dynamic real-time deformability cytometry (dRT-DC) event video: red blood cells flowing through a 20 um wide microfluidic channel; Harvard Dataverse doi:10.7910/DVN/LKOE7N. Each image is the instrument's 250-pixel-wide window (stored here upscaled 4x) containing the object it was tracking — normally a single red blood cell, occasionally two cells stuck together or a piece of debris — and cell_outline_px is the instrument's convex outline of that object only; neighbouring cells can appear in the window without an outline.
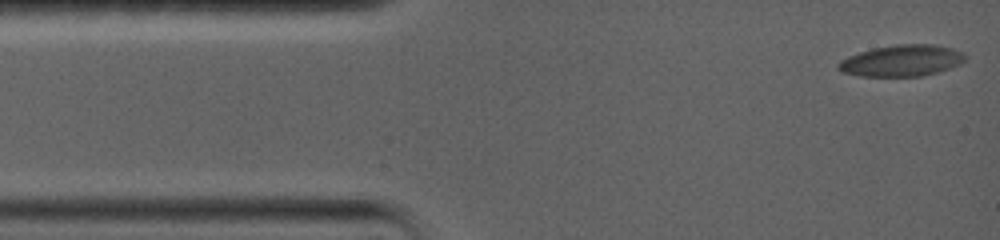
{"species": "common noctule bat (a hibernating species)", "species_latin": "Nyctalus noctula", "temperature_condition": "warm", "stored_images_in_passage": 41, "camera_frame_rate_fps": 5000, "um_per_image_px": 0.085, "animal": {"sex": "female", "body_mass_g": 19.0, "forearm_length_mm": 56.7}, "frame": {"image": 1, "passage_image": 1, "time_ms": 0.0, "image_size_px": [1000, 240], "cell_outline_px": [[964, 60], [960, 64], [936, 72], [920, 76], [860, 76], [840, 72], [836, 68], [836, 64], [840, 60], [848, 56], [872, 48], [896, 44], [932, 44], [952, 48], [964, 52]], "centroid_in_image_um": [76.59, 5.15], "position_along_channel_um": 8.4, "area_um2": 23.24}}
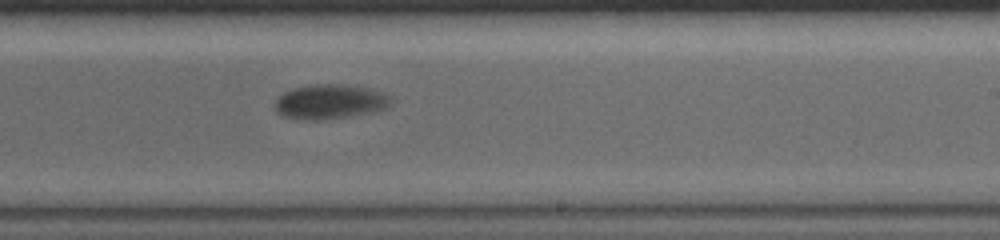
{"frame": {"image": 2, "passage_image": 24, "time_ms": 9.2, "image_size_px": [1000, 240], "cell_outline_px": [[392, 104], [388, 108], [372, 112], [316, 120], [308, 120], [280, 116], [276, 112], [276, 100], [284, 92], [292, 88], [316, 84], [340, 84], [364, 88], [384, 92], [392, 96]], "centroid_in_image_um": [28.06, 8.64], "position_along_channel_um": 260.9, "area_um2": 23.24}}
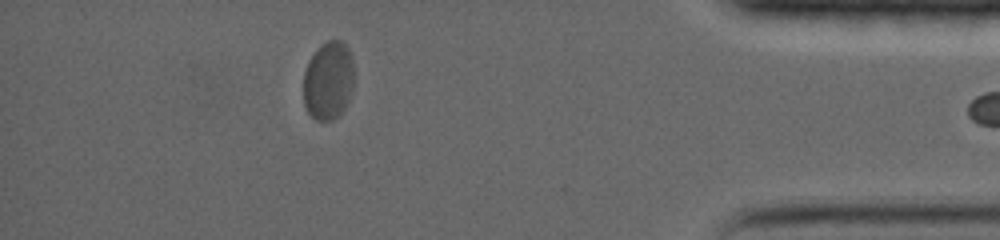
{"frame": {"image": 3, "passage_image": 40, "time_ms": 14.6, "image_size_px": [1000, 240], "cell_outline_px": [[352, 92], [340, 116], [332, 120], [316, 120], [308, 112], [304, 104], [304, 72], [308, 60], [316, 48], [328, 40], [340, 40], [348, 48], [352, 56]], "centroid_in_image_um": [27.9, 6.85], "position_along_channel_um": 407.3, "area_um2": 23.18}}